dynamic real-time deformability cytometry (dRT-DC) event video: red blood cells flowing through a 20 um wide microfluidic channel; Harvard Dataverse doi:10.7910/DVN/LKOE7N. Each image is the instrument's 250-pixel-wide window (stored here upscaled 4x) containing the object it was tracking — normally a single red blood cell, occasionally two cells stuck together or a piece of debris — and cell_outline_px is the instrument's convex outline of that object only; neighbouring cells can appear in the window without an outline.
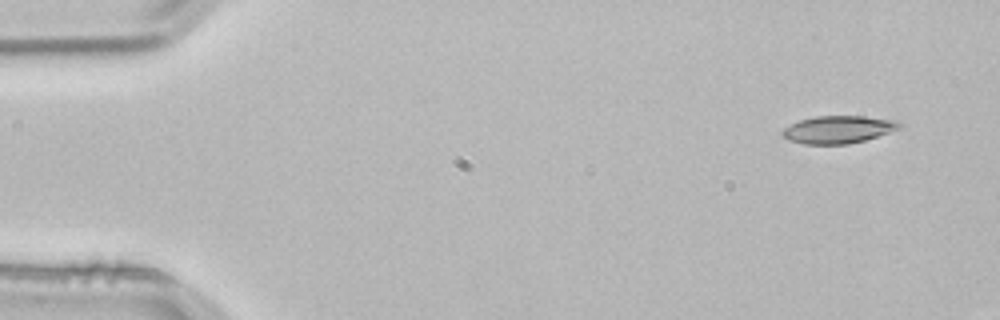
{"species": "common noctule bat (a hibernating species)", "species_latin": "Nyctalus noctula", "temperature_condition": "room temperature", "stored_images_in_passage": 4, "camera_frame_rate_fps": 3000, "um_per_image_px": 0.085, "animal": {"sex": "male", "body_mass_g": 21.5, "forearm_length_mm": 52.0}, "frame": {"image": 1, "passage_image": 1, "time_ms": 0.0, "image_size_px": [1000, 320], "cell_outline_px": [[904, 124], [900, 128], [864, 140], [848, 144], [804, 144], [788, 140], [780, 136], [780, 132], [784, 128], [800, 120], [816, 116], [864, 116], [900, 120]], "centroid_in_image_um": [71.25, 11.0], "position_along_channel_um": 13.7, "area_um2": 18.9}}
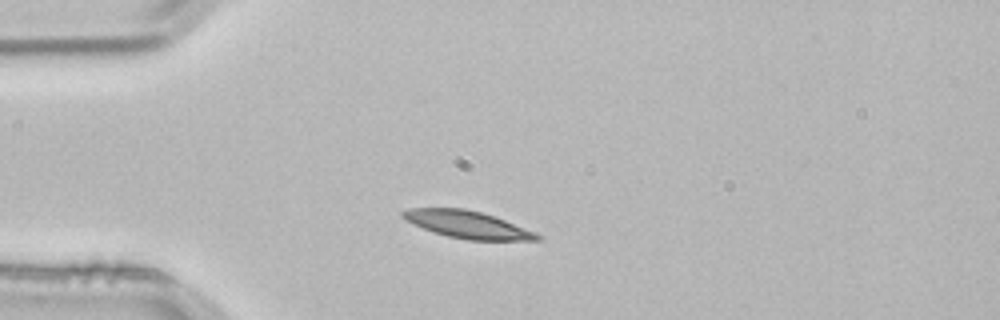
{"frame": {"image": 2, "passage_image": 4, "time_ms": 1.0, "image_size_px": [1000, 320], "cell_outline_px": [[540, 240], [468, 240], [448, 236], [432, 232], [404, 220], [400, 216], [400, 212], [408, 208], [464, 208], [480, 212], [504, 220], [536, 232], [540, 236]], "centroid_in_image_um": [39.67, 19.08], "position_along_channel_um": 45.3, "area_um2": 21.27}}